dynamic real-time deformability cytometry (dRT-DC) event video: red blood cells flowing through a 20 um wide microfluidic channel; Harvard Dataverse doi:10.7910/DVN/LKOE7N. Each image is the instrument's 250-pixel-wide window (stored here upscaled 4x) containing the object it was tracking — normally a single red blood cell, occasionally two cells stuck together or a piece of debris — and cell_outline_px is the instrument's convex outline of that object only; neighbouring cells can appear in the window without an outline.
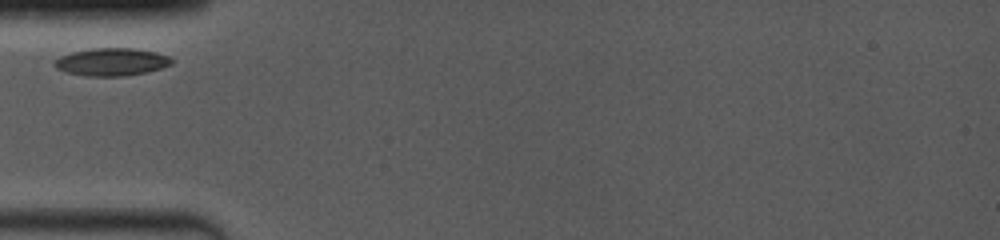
{"species": "common noctule bat (a hibernating species)", "species_latin": "Nyctalus noctula", "temperature_condition": "room temperature", "stored_images_in_passage": 4, "camera_frame_rate_fps": 4000, "um_per_image_px": 0.085, "animal": {"sex": "female", "body_mass_g": 19.0, "forearm_length_mm": 53.3}, "frame": {"image": 1, "passage_image": 1, "time_ms": 0.0, "image_size_px": [1000, 240], "cell_outline_px": [[172, 64], [148, 72], [124, 76], [88, 76], [64, 72], [56, 68], [52, 64], [60, 56], [72, 52], [92, 48], [132, 48], [156, 52], [168, 56], [172, 60]], "centroid_in_image_um": [9.46, 5.26], "position_along_channel_um": 75.5, "area_um2": 18.9}}
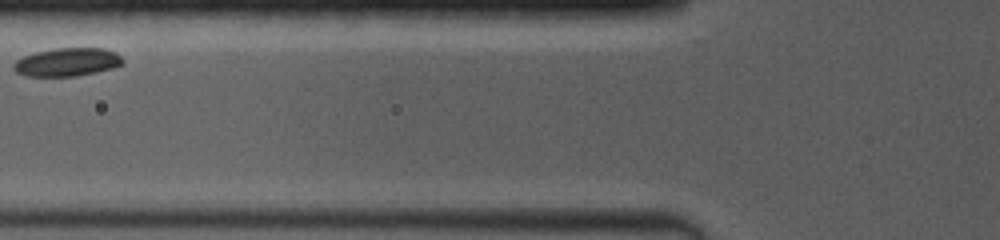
{"frame": {"image": 2, "passage_image": 3, "time_ms": 1.25, "image_size_px": [1000, 240], "cell_outline_px": [[124, 64], [112, 68], [96, 72], [76, 76], [24, 76], [16, 72], [12, 68], [12, 64], [16, 60], [24, 56], [36, 52], [56, 48], [104, 48], [116, 52], [124, 60]], "centroid_in_image_um": [5.71, 5.28], "position_along_channel_um": 120.1, "area_um2": 18.09}}